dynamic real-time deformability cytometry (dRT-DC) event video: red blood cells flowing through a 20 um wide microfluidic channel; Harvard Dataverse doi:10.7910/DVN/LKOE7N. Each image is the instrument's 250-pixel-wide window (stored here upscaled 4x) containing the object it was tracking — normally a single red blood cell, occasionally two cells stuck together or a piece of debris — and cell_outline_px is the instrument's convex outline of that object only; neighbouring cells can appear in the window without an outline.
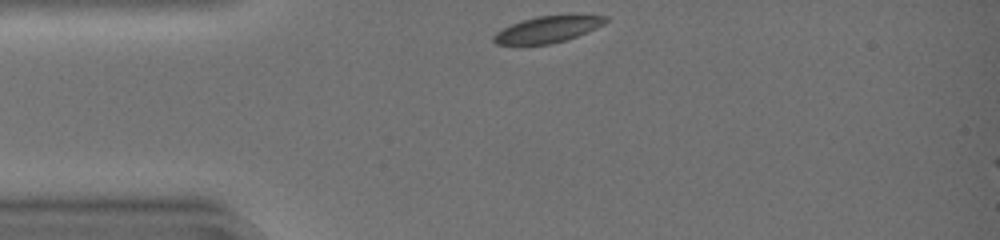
{"species": "common noctule bat (a hibernating species)", "species_latin": "Nyctalus noctula", "temperature_condition": "warm", "stored_images_in_passage": 19, "camera_frame_rate_fps": 3000, "um_per_image_px": 0.085, "animal": {"sex": "female", "body_mass_g": 19.0, "forearm_length_mm": 51.5}, "frame": {"image": 1, "passage_image": 1, "time_ms": 0.0, "image_size_px": [1000, 240], "cell_outline_px": [[608, 20], [604, 24], [596, 28], [568, 40], [552, 44], [496, 44], [492, 40], [492, 36], [496, 32], [512, 24], [536, 16], [608, 16]], "centroid_in_image_um": [46.53, 2.52], "position_along_channel_um": 38.5, "area_um2": 16.88}}